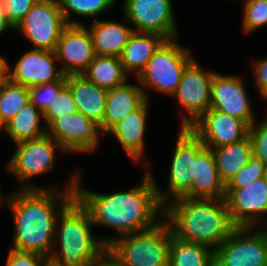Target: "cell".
Returning a JSON list of instances; mask_svg holds the SVG:
<instances>
[{
    "instance_id": "cell-17",
    "label": "cell",
    "mask_w": 267,
    "mask_h": 266,
    "mask_svg": "<svg viewBox=\"0 0 267 266\" xmlns=\"http://www.w3.org/2000/svg\"><path fill=\"white\" fill-rule=\"evenodd\" d=\"M210 108L244 121L249 127L255 122L243 80L238 76L214 74L211 82Z\"/></svg>"
},
{
    "instance_id": "cell-22",
    "label": "cell",
    "mask_w": 267,
    "mask_h": 266,
    "mask_svg": "<svg viewBox=\"0 0 267 266\" xmlns=\"http://www.w3.org/2000/svg\"><path fill=\"white\" fill-rule=\"evenodd\" d=\"M147 102L148 100L107 132L118 139L126 153L136 162L140 161L144 152V133L148 108Z\"/></svg>"
},
{
    "instance_id": "cell-16",
    "label": "cell",
    "mask_w": 267,
    "mask_h": 266,
    "mask_svg": "<svg viewBox=\"0 0 267 266\" xmlns=\"http://www.w3.org/2000/svg\"><path fill=\"white\" fill-rule=\"evenodd\" d=\"M58 61L64 63V75H81L95 57L92 36L83 25H68L54 50Z\"/></svg>"
},
{
    "instance_id": "cell-4",
    "label": "cell",
    "mask_w": 267,
    "mask_h": 266,
    "mask_svg": "<svg viewBox=\"0 0 267 266\" xmlns=\"http://www.w3.org/2000/svg\"><path fill=\"white\" fill-rule=\"evenodd\" d=\"M60 201L62 204L55 230L60 252L54 251L50 256L62 266H97L107 253V246L92 236L90 227L93 223L87 210L75 197Z\"/></svg>"
},
{
    "instance_id": "cell-38",
    "label": "cell",
    "mask_w": 267,
    "mask_h": 266,
    "mask_svg": "<svg viewBox=\"0 0 267 266\" xmlns=\"http://www.w3.org/2000/svg\"><path fill=\"white\" fill-rule=\"evenodd\" d=\"M254 77L256 85L259 89L260 96L267 95V58L256 60L254 63Z\"/></svg>"
},
{
    "instance_id": "cell-2",
    "label": "cell",
    "mask_w": 267,
    "mask_h": 266,
    "mask_svg": "<svg viewBox=\"0 0 267 266\" xmlns=\"http://www.w3.org/2000/svg\"><path fill=\"white\" fill-rule=\"evenodd\" d=\"M78 174L71 177L62 193L55 188L45 190L30 185L5 198L15 221L14 249L50 256L53 252L56 222L59 212L56 198L72 200ZM56 208V209H55Z\"/></svg>"
},
{
    "instance_id": "cell-8",
    "label": "cell",
    "mask_w": 267,
    "mask_h": 266,
    "mask_svg": "<svg viewBox=\"0 0 267 266\" xmlns=\"http://www.w3.org/2000/svg\"><path fill=\"white\" fill-rule=\"evenodd\" d=\"M253 227H235L214 250V266H267V236Z\"/></svg>"
},
{
    "instance_id": "cell-26",
    "label": "cell",
    "mask_w": 267,
    "mask_h": 266,
    "mask_svg": "<svg viewBox=\"0 0 267 266\" xmlns=\"http://www.w3.org/2000/svg\"><path fill=\"white\" fill-rule=\"evenodd\" d=\"M82 75L98 87L109 90L125 83L128 74L120 57L95 55Z\"/></svg>"
},
{
    "instance_id": "cell-43",
    "label": "cell",
    "mask_w": 267,
    "mask_h": 266,
    "mask_svg": "<svg viewBox=\"0 0 267 266\" xmlns=\"http://www.w3.org/2000/svg\"><path fill=\"white\" fill-rule=\"evenodd\" d=\"M266 182H267V164L263 173V177H262Z\"/></svg>"
},
{
    "instance_id": "cell-25",
    "label": "cell",
    "mask_w": 267,
    "mask_h": 266,
    "mask_svg": "<svg viewBox=\"0 0 267 266\" xmlns=\"http://www.w3.org/2000/svg\"><path fill=\"white\" fill-rule=\"evenodd\" d=\"M221 181L226 186L236 173L248 164L253 155L251 138L221 147L211 148Z\"/></svg>"
},
{
    "instance_id": "cell-1",
    "label": "cell",
    "mask_w": 267,
    "mask_h": 266,
    "mask_svg": "<svg viewBox=\"0 0 267 266\" xmlns=\"http://www.w3.org/2000/svg\"><path fill=\"white\" fill-rule=\"evenodd\" d=\"M74 197L87 210L93 225L108 226L121 235L142 232L155 227V218L164 211L153 176L147 170L140 186L129 191L98 194L82 189L78 176Z\"/></svg>"
},
{
    "instance_id": "cell-19",
    "label": "cell",
    "mask_w": 267,
    "mask_h": 266,
    "mask_svg": "<svg viewBox=\"0 0 267 266\" xmlns=\"http://www.w3.org/2000/svg\"><path fill=\"white\" fill-rule=\"evenodd\" d=\"M147 100V94L138 86L127 84L109 89L106 95V107L101 128L107 133L114 125L132 111L138 109Z\"/></svg>"
},
{
    "instance_id": "cell-13",
    "label": "cell",
    "mask_w": 267,
    "mask_h": 266,
    "mask_svg": "<svg viewBox=\"0 0 267 266\" xmlns=\"http://www.w3.org/2000/svg\"><path fill=\"white\" fill-rule=\"evenodd\" d=\"M6 167L20 181L48 172L54 167L55 149L61 145L47 133L37 139L21 142ZM57 146V147H56Z\"/></svg>"
},
{
    "instance_id": "cell-14",
    "label": "cell",
    "mask_w": 267,
    "mask_h": 266,
    "mask_svg": "<svg viewBox=\"0 0 267 266\" xmlns=\"http://www.w3.org/2000/svg\"><path fill=\"white\" fill-rule=\"evenodd\" d=\"M188 128L210 149L239 142L249 135L244 121L211 108Z\"/></svg>"
},
{
    "instance_id": "cell-39",
    "label": "cell",
    "mask_w": 267,
    "mask_h": 266,
    "mask_svg": "<svg viewBox=\"0 0 267 266\" xmlns=\"http://www.w3.org/2000/svg\"><path fill=\"white\" fill-rule=\"evenodd\" d=\"M14 29V26L8 21L3 7L0 3V34L3 33V31H5L6 29Z\"/></svg>"
},
{
    "instance_id": "cell-20",
    "label": "cell",
    "mask_w": 267,
    "mask_h": 266,
    "mask_svg": "<svg viewBox=\"0 0 267 266\" xmlns=\"http://www.w3.org/2000/svg\"><path fill=\"white\" fill-rule=\"evenodd\" d=\"M77 111L90 120L103 123L108 90L98 87L81 75H66Z\"/></svg>"
},
{
    "instance_id": "cell-24",
    "label": "cell",
    "mask_w": 267,
    "mask_h": 266,
    "mask_svg": "<svg viewBox=\"0 0 267 266\" xmlns=\"http://www.w3.org/2000/svg\"><path fill=\"white\" fill-rule=\"evenodd\" d=\"M165 40V37L157 33L134 32L120 56L125 72H137L138 77Z\"/></svg>"
},
{
    "instance_id": "cell-5",
    "label": "cell",
    "mask_w": 267,
    "mask_h": 266,
    "mask_svg": "<svg viewBox=\"0 0 267 266\" xmlns=\"http://www.w3.org/2000/svg\"><path fill=\"white\" fill-rule=\"evenodd\" d=\"M121 266H169L171 228L166 221L117 239H101Z\"/></svg>"
},
{
    "instance_id": "cell-37",
    "label": "cell",
    "mask_w": 267,
    "mask_h": 266,
    "mask_svg": "<svg viewBox=\"0 0 267 266\" xmlns=\"http://www.w3.org/2000/svg\"><path fill=\"white\" fill-rule=\"evenodd\" d=\"M45 256L34 252L21 251L12 248L8 255L7 266H40Z\"/></svg>"
},
{
    "instance_id": "cell-35",
    "label": "cell",
    "mask_w": 267,
    "mask_h": 266,
    "mask_svg": "<svg viewBox=\"0 0 267 266\" xmlns=\"http://www.w3.org/2000/svg\"><path fill=\"white\" fill-rule=\"evenodd\" d=\"M253 155L267 164V118L260 125L255 122L249 127Z\"/></svg>"
},
{
    "instance_id": "cell-23",
    "label": "cell",
    "mask_w": 267,
    "mask_h": 266,
    "mask_svg": "<svg viewBox=\"0 0 267 266\" xmlns=\"http://www.w3.org/2000/svg\"><path fill=\"white\" fill-rule=\"evenodd\" d=\"M96 55L120 57L134 29L122 23L98 21L88 29Z\"/></svg>"
},
{
    "instance_id": "cell-11",
    "label": "cell",
    "mask_w": 267,
    "mask_h": 266,
    "mask_svg": "<svg viewBox=\"0 0 267 266\" xmlns=\"http://www.w3.org/2000/svg\"><path fill=\"white\" fill-rule=\"evenodd\" d=\"M100 133H104L101 124L79 111L56 118L47 129V134L68 153L94 151Z\"/></svg>"
},
{
    "instance_id": "cell-18",
    "label": "cell",
    "mask_w": 267,
    "mask_h": 266,
    "mask_svg": "<svg viewBox=\"0 0 267 266\" xmlns=\"http://www.w3.org/2000/svg\"><path fill=\"white\" fill-rule=\"evenodd\" d=\"M54 61H58L54 51L33 49L22 55L11 72L6 61L5 77L27 88L59 80L64 74L55 72Z\"/></svg>"
},
{
    "instance_id": "cell-9",
    "label": "cell",
    "mask_w": 267,
    "mask_h": 266,
    "mask_svg": "<svg viewBox=\"0 0 267 266\" xmlns=\"http://www.w3.org/2000/svg\"><path fill=\"white\" fill-rule=\"evenodd\" d=\"M67 26L58 0H37L14 29L24 34L34 49L54 51Z\"/></svg>"
},
{
    "instance_id": "cell-21",
    "label": "cell",
    "mask_w": 267,
    "mask_h": 266,
    "mask_svg": "<svg viewBox=\"0 0 267 266\" xmlns=\"http://www.w3.org/2000/svg\"><path fill=\"white\" fill-rule=\"evenodd\" d=\"M190 198H225V185L210 148L205 147L194 159Z\"/></svg>"
},
{
    "instance_id": "cell-31",
    "label": "cell",
    "mask_w": 267,
    "mask_h": 266,
    "mask_svg": "<svg viewBox=\"0 0 267 266\" xmlns=\"http://www.w3.org/2000/svg\"><path fill=\"white\" fill-rule=\"evenodd\" d=\"M77 111L70 88L65 85L53 98L47 110L43 113L44 122L48 127L56 118Z\"/></svg>"
},
{
    "instance_id": "cell-28",
    "label": "cell",
    "mask_w": 267,
    "mask_h": 266,
    "mask_svg": "<svg viewBox=\"0 0 267 266\" xmlns=\"http://www.w3.org/2000/svg\"><path fill=\"white\" fill-rule=\"evenodd\" d=\"M169 266H214V250L200 243L181 240L171 231Z\"/></svg>"
},
{
    "instance_id": "cell-42",
    "label": "cell",
    "mask_w": 267,
    "mask_h": 266,
    "mask_svg": "<svg viewBox=\"0 0 267 266\" xmlns=\"http://www.w3.org/2000/svg\"><path fill=\"white\" fill-rule=\"evenodd\" d=\"M6 59L0 56V81L5 77Z\"/></svg>"
},
{
    "instance_id": "cell-6",
    "label": "cell",
    "mask_w": 267,
    "mask_h": 266,
    "mask_svg": "<svg viewBox=\"0 0 267 266\" xmlns=\"http://www.w3.org/2000/svg\"><path fill=\"white\" fill-rule=\"evenodd\" d=\"M189 52L190 50L177 45L174 38L166 39L137 77L142 88L147 86L172 96L184 69L193 60Z\"/></svg>"
},
{
    "instance_id": "cell-34",
    "label": "cell",
    "mask_w": 267,
    "mask_h": 266,
    "mask_svg": "<svg viewBox=\"0 0 267 266\" xmlns=\"http://www.w3.org/2000/svg\"><path fill=\"white\" fill-rule=\"evenodd\" d=\"M266 164L256 156L252 155L248 164L241 168L229 181L225 188H242L253 181L262 178Z\"/></svg>"
},
{
    "instance_id": "cell-44",
    "label": "cell",
    "mask_w": 267,
    "mask_h": 266,
    "mask_svg": "<svg viewBox=\"0 0 267 266\" xmlns=\"http://www.w3.org/2000/svg\"><path fill=\"white\" fill-rule=\"evenodd\" d=\"M2 128L5 129V124L3 123V121H2V119L0 117V131H1Z\"/></svg>"
},
{
    "instance_id": "cell-3",
    "label": "cell",
    "mask_w": 267,
    "mask_h": 266,
    "mask_svg": "<svg viewBox=\"0 0 267 266\" xmlns=\"http://www.w3.org/2000/svg\"><path fill=\"white\" fill-rule=\"evenodd\" d=\"M166 203L164 216L172 234L215 250L235 228L225 198L180 197Z\"/></svg>"
},
{
    "instance_id": "cell-36",
    "label": "cell",
    "mask_w": 267,
    "mask_h": 266,
    "mask_svg": "<svg viewBox=\"0 0 267 266\" xmlns=\"http://www.w3.org/2000/svg\"><path fill=\"white\" fill-rule=\"evenodd\" d=\"M36 2L37 0H0L4 13L14 28Z\"/></svg>"
},
{
    "instance_id": "cell-10",
    "label": "cell",
    "mask_w": 267,
    "mask_h": 266,
    "mask_svg": "<svg viewBox=\"0 0 267 266\" xmlns=\"http://www.w3.org/2000/svg\"><path fill=\"white\" fill-rule=\"evenodd\" d=\"M214 74L215 72L203 70L194 59L184 69L177 90L172 95L188 114L182 115L180 128H188L210 109L211 82Z\"/></svg>"
},
{
    "instance_id": "cell-7",
    "label": "cell",
    "mask_w": 267,
    "mask_h": 266,
    "mask_svg": "<svg viewBox=\"0 0 267 266\" xmlns=\"http://www.w3.org/2000/svg\"><path fill=\"white\" fill-rule=\"evenodd\" d=\"M204 143L189 129L180 128L178 139L171 161L169 175V191L162 192L156 186L157 197L164 207L165 202L180 197L190 198L192 176L194 175V159L205 148Z\"/></svg>"
},
{
    "instance_id": "cell-40",
    "label": "cell",
    "mask_w": 267,
    "mask_h": 266,
    "mask_svg": "<svg viewBox=\"0 0 267 266\" xmlns=\"http://www.w3.org/2000/svg\"><path fill=\"white\" fill-rule=\"evenodd\" d=\"M97 266H121L108 253H106L100 260Z\"/></svg>"
},
{
    "instance_id": "cell-46",
    "label": "cell",
    "mask_w": 267,
    "mask_h": 266,
    "mask_svg": "<svg viewBox=\"0 0 267 266\" xmlns=\"http://www.w3.org/2000/svg\"><path fill=\"white\" fill-rule=\"evenodd\" d=\"M1 196H2V195H1V193H0V205L2 206V203H4V202H3V199H2Z\"/></svg>"
},
{
    "instance_id": "cell-32",
    "label": "cell",
    "mask_w": 267,
    "mask_h": 266,
    "mask_svg": "<svg viewBox=\"0 0 267 266\" xmlns=\"http://www.w3.org/2000/svg\"><path fill=\"white\" fill-rule=\"evenodd\" d=\"M66 85V75L59 80L29 88V102L44 113L54 96Z\"/></svg>"
},
{
    "instance_id": "cell-33",
    "label": "cell",
    "mask_w": 267,
    "mask_h": 266,
    "mask_svg": "<svg viewBox=\"0 0 267 266\" xmlns=\"http://www.w3.org/2000/svg\"><path fill=\"white\" fill-rule=\"evenodd\" d=\"M243 30L252 32L267 24V0H244Z\"/></svg>"
},
{
    "instance_id": "cell-12",
    "label": "cell",
    "mask_w": 267,
    "mask_h": 266,
    "mask_svg": "<svg viewBox=\"0 0 267 266\" xmlns=\"http://www.w3.org/2000/svg\"><path fill=\"white\" fill-rule=\"evenodd\" d=\"M123 12L137 27L134 32L157 33L166 39L177 37L171 0H125Z\"/></svg>"
},
{
    "instance_id": "cell-41",
    "label": "cell",
    "mask_w": 267,
    "mask_h": 266,
    "mask_svg": "<svg viewBox=\"0 0 267 266\" xmlns=\"http://www.w3.org/2000/svg\"><path fill=\"white\" fill-rule=\"evenodd\" d=\"M40 266H62L60 262L51 256H45L40 263Z\"/></svg>"
},
{
    "instance_id": "cell-45",
    "label": "cell",
    "mask_w": 267,
    "mask_h": 266,
    "mask_svg": "<svg viewBox=\"0 0 267 266\" xmlns=\"http://www.w3.org/2000/svg\"><path fill=\"white\" fill-rule=\"evenodd\" d=\"M267 223V222H266ZM260 230H262L263 232H264V234L267 236V224H266V228H264V229H260Z\"/></svg>"
},
{
    "instance_id": "cell-30",
    "label": "cell",
    "mask_w": 267,
    "mask_h": 266,
    "mask_svg": "<svg viewBox=\"0 0 267 266\" xmlns=\"http://www.w3.org/2000/svg\"><path fill=\"white\" fill-rule=\"evenodd\" d=\"M116 0H58L62 15L68 25H82L81 23L70 22L71 13L79 16L95 17L109 9Z\"/></svg>"
},
{
    "instance_id": "cell-27",
    "label": "cell",
    "mask_w": 267,
    "mask_h": 266,
    "mask_svg": "<svg viewBox=\"0 0 267 266\" xmlns=\"http://www.w3.org/2000/svg\"><path fill=\"white\" fill-rule=\"evenodd\" d=\"M44 115L28 102L11 120L5 124V132L16 144L44 136L46 129L40 128L39 121Z\"/></svg>"
},
{
    "instance_id": "cell-15",
    "label": "cell",
    "mask_w": 267,
    "mask_h": 266,
    "mask_svg": "<svg viewBox=\"0 0 267 266\" xmlns=\"http://www.w3.org/2000/svg\"><path fill=\"white\" fill-rule=\"evenodd\" d=\"M229 217L235 227H253L267 213V182L259 178L242 188H225Z\"/></svg>"
},
{
    "instance_id": "cell-29",
    "label": "cell",
    "mask_w": 267,
    "mask_h": 266,
    "mask_svg": "<svg viewBox=\"0 0 267 266\" xmlns=\"http://www.w3.org/2000/svg\"><path fill=\"white\" fill-rule=\"evenodd\" d=\"M29 102V88L13 83L7 77L0 81V117L4 124Z\"/></svg>"
}]
</instances>
